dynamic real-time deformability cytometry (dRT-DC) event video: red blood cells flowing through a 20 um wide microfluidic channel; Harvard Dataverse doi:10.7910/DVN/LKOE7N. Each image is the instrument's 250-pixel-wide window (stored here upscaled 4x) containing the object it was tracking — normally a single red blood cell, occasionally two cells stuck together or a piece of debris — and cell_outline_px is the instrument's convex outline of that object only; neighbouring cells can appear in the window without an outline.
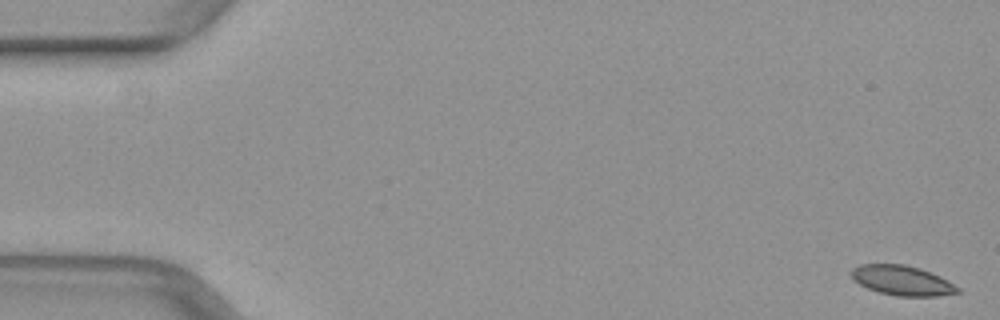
{"species": "common noctule bat (a hibernating species)", "species_latin": "Nyctalus noctula", "temperature_condition": "warm", "stored_images_in_passage": 52, "camera_frame_rate_fps": 3000, "um_per_image_px": 0.085, "animal": {"sex": "female", "body_mass_g": 29.2, "forearm_length_mm": 56.3}, "frame": {"image": 1, "passage_image": 1, "time_ms": 0.0, "image_size_px": [1000, 320], "cell_outline_px": [[960, 292], [936, 296], [896, 296], [880, 292], [868, 288], [852, 280], [848, 272], [852, 268], [860, 264], [904, 264], [920, 268], [940, 276], [960, 288]], "centroid_in_image_um": [76.64, 23.83], "position_along_channel_um": 8.4, "area_um2": 18.55}}
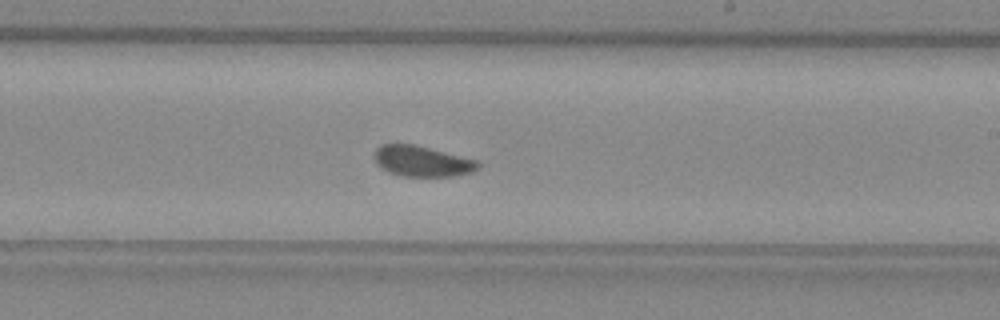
{"frame": {"image": 2, "passage_image": 30, "time_ms": 9.667, "image_size_px": [1000, 320], "cell_outline_px": [[480, 168], [472, 172], [452, 176], [400, 176], [388, 172], [380, 168], [376, 164], [372, 156], [376, 148], [380, 144], [416, 144], [480, 160]], "centroid_in_image_um": [35.87, 13.69], "position_along_channel_um": 253.1, "area_um2": 19.07}}
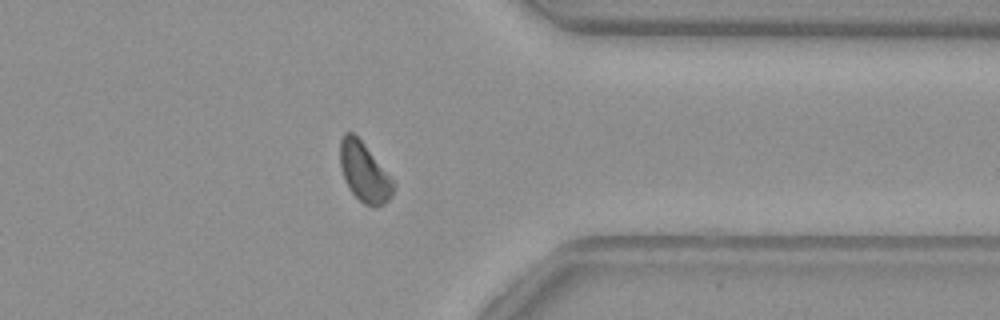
{"frame": {"image": 3, "passage_image": 40, "time_ms": 13.0, "image_size_px": [1000, 320], "cell_outline_px": [[392, 196], [384, 204], [364, 204], [348, 188], [344, 180], [340, 168], [340, 140], [344, 132], [352, 132], [364, 144], [392, 180]], "centroid_in_image_um": [30.89, 14.61], "position_along_channel_um": 380.5, "area_um2": 17.74}}